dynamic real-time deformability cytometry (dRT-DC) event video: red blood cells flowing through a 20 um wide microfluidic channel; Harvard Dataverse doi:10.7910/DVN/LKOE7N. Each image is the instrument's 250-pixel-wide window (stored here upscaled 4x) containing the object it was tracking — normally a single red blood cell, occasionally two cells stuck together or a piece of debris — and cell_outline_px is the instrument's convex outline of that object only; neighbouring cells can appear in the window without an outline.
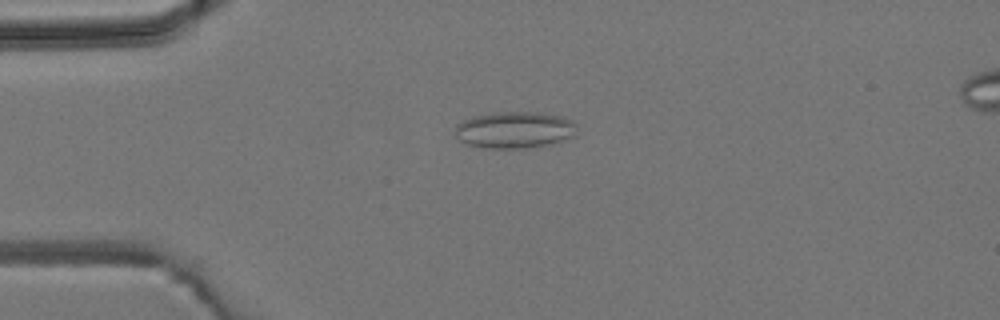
{"species": "common noctule bat (a hibernating species)", "species_latin": "Nyctalus noctula", "temperature_condition": "room temperature", "stored_images_in_passage": 5, "camera_frame_rate_fps": 3000, "um_per_image_px": 0.085, "animal": {"sex": "male", "body_mass_g": 19.2, "forearm_length_mm": 51.8}, "frame": {"image": 1, "passage_image": 2, "time_ms": 1.333, "image_size_px": [1000, 320], "cell_outline_px": [[576, 136], [552, 144], [524, 148], [484, 148], [468, 144], [460, 140], [456, 136], [456, 124], [472, 116], [496, 112], [540, 112], [560, 116], [572, 120], [576, 124]], "centroid_in_image_um": [43.77, 11.04], "position_along_channel_um": 41.2, "area_um2": 26.18}}
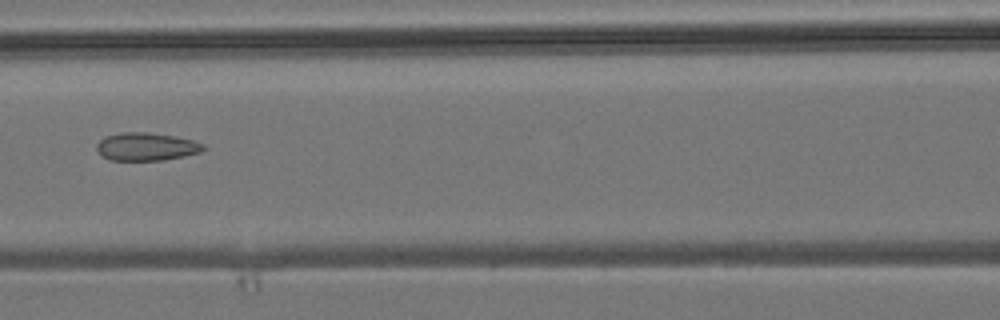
{"frame": {"image": 2, "passage_image": 5, "time_ms": 4.667, "image_size_px": [1000, 320], "cell_outline_px": [[208, 148], [200, 152], [184, 156], [164, 160], [108, 160], [100, 156], [96, 148], [96, 144], [104, 136], [120, 132], [148, 132], [176, 136], [192, 140], [204, 144]], "centroid_in_image_um": [12.42, 12.46], "position_along_channel_um": 154.2, "area_um2": 17.69}}